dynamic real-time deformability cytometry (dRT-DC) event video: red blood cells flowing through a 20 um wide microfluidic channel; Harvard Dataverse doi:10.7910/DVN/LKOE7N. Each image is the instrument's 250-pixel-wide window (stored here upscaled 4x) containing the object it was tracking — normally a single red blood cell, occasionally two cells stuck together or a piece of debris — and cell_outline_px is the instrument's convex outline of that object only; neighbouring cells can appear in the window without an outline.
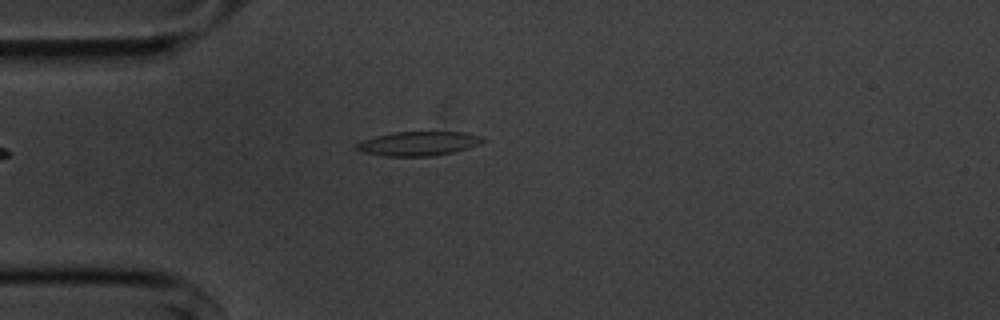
{"species": "common noctule bat (a hibernating species)", "species_latin": "Nyctalus noctula", "temperature_condition": "cold", "stored_images_in_passage": 2, "camera_frame_rate_fps": 3000, "um_per_image_px": 0.085, "animal": {"sex": "male", "body_mass_g": 20.1, "forearm_length_mm": 53.5}, "frame": {"image": 1, "passage_image": 1, "time_ms": 0.0, "image_size_px": [1000, 320], "cell_outline_px": [[484, 140], [480, 144], [468, 148], [452, 152], [432, 156], [384, 156], [364, 152], [356, 148], [356, 144], [364, 140], [376, 136], [392, 132], [464, 132], [480, 136]], "centroid_in_image_um": [35.57, 12.2], "position_along_channel_um": 49.4, "area_um2": 17.57}}